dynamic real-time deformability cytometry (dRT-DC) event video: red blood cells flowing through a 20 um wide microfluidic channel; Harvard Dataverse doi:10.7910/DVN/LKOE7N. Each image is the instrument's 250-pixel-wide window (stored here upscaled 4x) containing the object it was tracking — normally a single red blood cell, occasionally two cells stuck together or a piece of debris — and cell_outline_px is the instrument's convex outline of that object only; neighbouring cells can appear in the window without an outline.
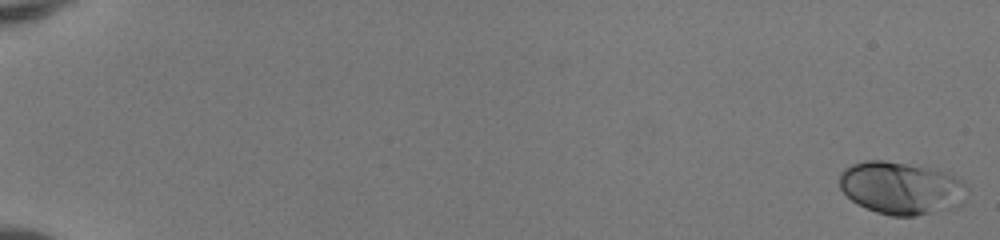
{"species": "human", "species_latin": "Homo sapiens", "temperature_condition": "room temperature", "stored_images_in_passage": 52, "camera_frame_rate_fps": 3000, "um_per_image_px": 0.085, "donor": {"sex": "female"}, "frame": {"image": 1, "passage_image": 1, "time_ms": 0.0, "image_size_px": [1000, 240], "cell_outline_px": [[968, 188], [964, 200], [960, 208], [916, 216], [892, 216], [876, 212], [856, 204], [840, 188], [840, 172], [844, 168], [852, 164], [864, 160], [884, 160], [936, 168], [948, 172], [964, 180]], "centroid_in_image_um": [76.67, 15.98], "position_along_channel_um": 8.3, "area_um2": 40.11}}
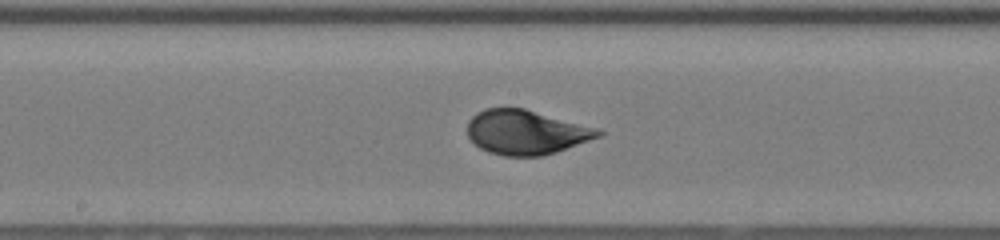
{"frame": {"image": 2, "passage_image": 30, "time_ms": 9.667, "image_size_px": [1000, 240], "cell_outline_px": [[604, 132], [600, 136], [556, 152], [544, 156], [504, 156], [488, 152], [480, 148], [468, 136], [468, 120], [476, 112], [484, 108], [524, 108], [600, 128]], "centroid_in_image_um": [44.72, 11.23], "position_along_channel_um": 203.5, "area_um2": 34.04}}
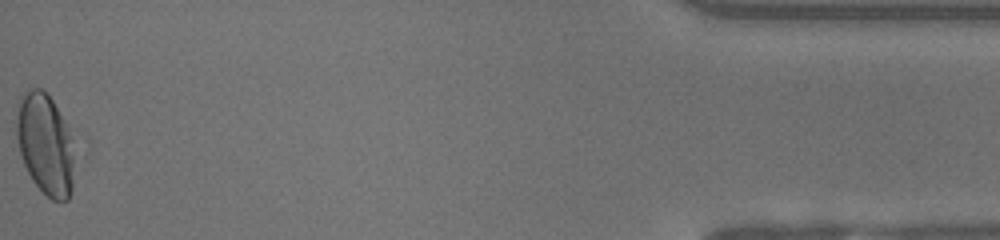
{"frame": {"image": 3, "passage_image": 52, "time_ms": 17.0, "image_size_px": [1000, 240], "cell_outline_px": [[72, 188], [68, 200], [52, 200], [32, 180], [20, 156], [16, 136], [16, 116], [20, 96], [24, 92], [32, 88], [40, 88], [52, 100], [64, 120], [72, 136]], "centroid_in_image_um": [3.81, 12.24], "position_along_channel_um": 431.4, "area_um2": 33.81}, "authors_computed_cell_mechanics": {"area_um2": 34.1309, "velocity_mm_per_s": 4.164, "shape_relaxation_time_tau1_ms": 3.2666, "shape_relaxation_time_tau2_ms": null, "deformation_change_tau1": 0.1687, "deformation_change_tau2": null}}